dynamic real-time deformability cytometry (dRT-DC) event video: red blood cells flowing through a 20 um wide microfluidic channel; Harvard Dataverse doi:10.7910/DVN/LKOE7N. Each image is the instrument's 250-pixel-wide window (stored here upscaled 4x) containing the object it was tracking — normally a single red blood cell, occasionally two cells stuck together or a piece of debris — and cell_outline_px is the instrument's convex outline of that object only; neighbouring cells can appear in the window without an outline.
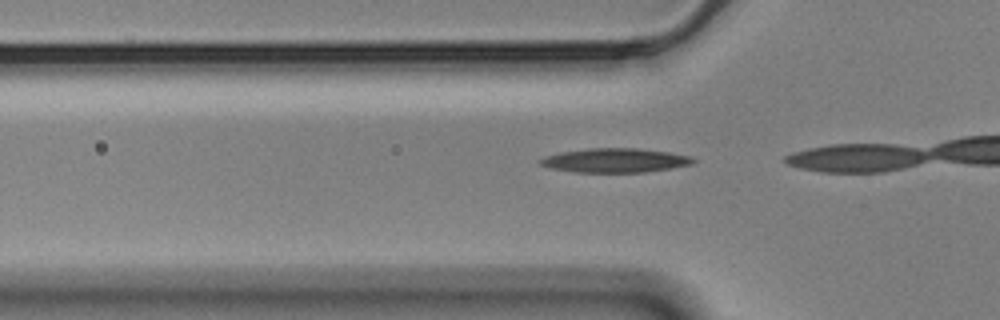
{"species": "Egyptian fruit bat (a non-hibernating species)", "species_latin": "Rousettus aegyptiacus", "temperature_condition": "cold", "stored_images_in_passage": 4, "camera_frame_rate_fps": 3000, "um_per_image_px": 0.085, "animal": {"sex": "male"}, "frame": {"image": 1, "passage_image": 2, "time_ms": 0.333, "image_size_px": [1000, 320], "cell_outline_px": [[696, 160], [692, 164], [672, 168], [644, 172], [572, 172], [548, 168], [540, 164], [536, 160], [544, 156], [560, 152], [588, 148], [636, 148], [668, 152], [688, 156]], "centroid_in_image_um": [52.2, 13.63], "position_along_channel_um": 73.6, "area_um2": 21.62}}